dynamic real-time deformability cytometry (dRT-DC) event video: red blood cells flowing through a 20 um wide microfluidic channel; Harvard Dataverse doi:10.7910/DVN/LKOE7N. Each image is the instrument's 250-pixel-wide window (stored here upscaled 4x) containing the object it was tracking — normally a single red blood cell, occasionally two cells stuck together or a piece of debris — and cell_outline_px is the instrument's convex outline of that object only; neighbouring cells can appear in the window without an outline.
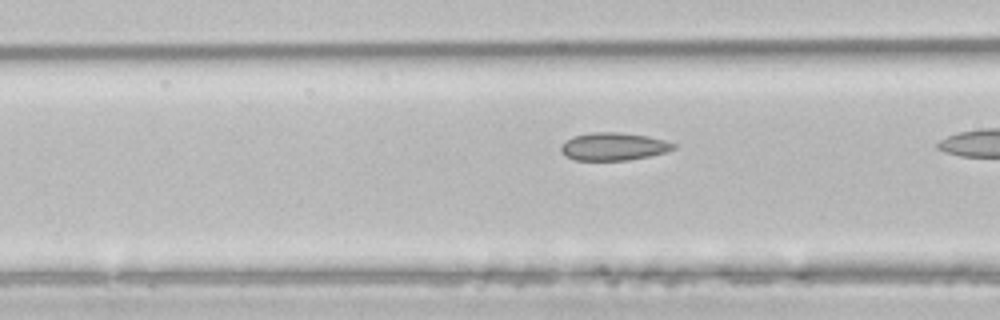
{"species": "common noctule bat (a hibernating species)", "species_latin": "Nyctalus noctula", "temperature_condition": "room temperature", "stored_images_in_passage": 9, "camera_frame_rate_fps": 3000, "um_per_image_px": 0.085, "animal": {"sex": "male", "body_mass_g": 21.5, "forearm_length_mm": 52.0}, "frame": {"image": 1, "passage_image": 8, "time_ms": 2.333, "image_size_px": [1000, 320], "cell_outline_px": [[676, 148], [668, 152], [628, 160], [576, 160], [564, 156], [560, 152], [560, 144], [572, 136], [592, 132], [620, 132], [648, 136], [664, 140], [676, 144]], "centroid_in_image_um": [52.12, 12.45], "position_along_channel_um": 114.5, "area_um2": 18.44}}